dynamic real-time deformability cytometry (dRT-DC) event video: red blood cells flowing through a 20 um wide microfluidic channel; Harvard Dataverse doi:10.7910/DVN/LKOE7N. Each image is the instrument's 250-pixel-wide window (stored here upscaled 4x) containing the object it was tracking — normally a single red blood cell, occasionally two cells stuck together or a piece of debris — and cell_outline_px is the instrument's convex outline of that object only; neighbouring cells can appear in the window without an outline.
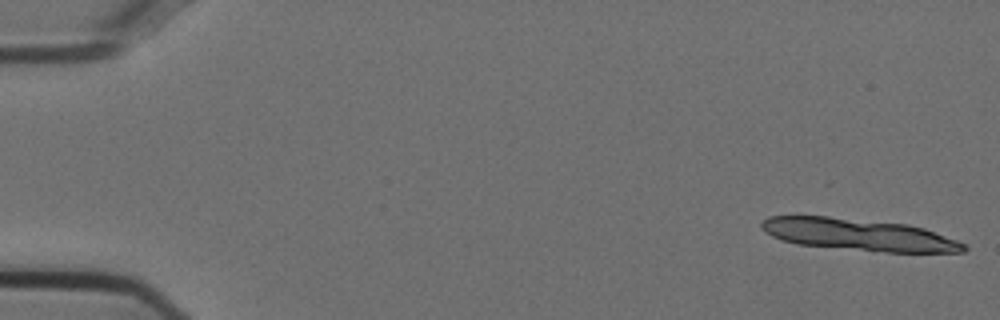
{"species": "Egyptian fruit bat (a non-hibernating species)", "species_latin": "Rousettus aegyptiacus", "temperature_condition": "cold", "stored_images_in_passage": 12, "camera_frame_rate_fps": 3000, "um_per_image_px": 0.085, "animal": {"sex": "female"}, "frame": {"image": 1, "passage_image": 1, "time_ms": 0.0, "image_size_px": [1000, 320], "cell_outline_px": [[968, 248], [964, 252], [888, 252], [796, 244], [780, 240], [764, 232], [760, 228], [760, 224], [768, 216], [828, 216], [908, 224], [924, 228], [956, 240], [964, 244]], "centroid_in_image_um": [72.95, 19.94], "position_along_channel_um": 12.0, "area_um2": 37.51}}